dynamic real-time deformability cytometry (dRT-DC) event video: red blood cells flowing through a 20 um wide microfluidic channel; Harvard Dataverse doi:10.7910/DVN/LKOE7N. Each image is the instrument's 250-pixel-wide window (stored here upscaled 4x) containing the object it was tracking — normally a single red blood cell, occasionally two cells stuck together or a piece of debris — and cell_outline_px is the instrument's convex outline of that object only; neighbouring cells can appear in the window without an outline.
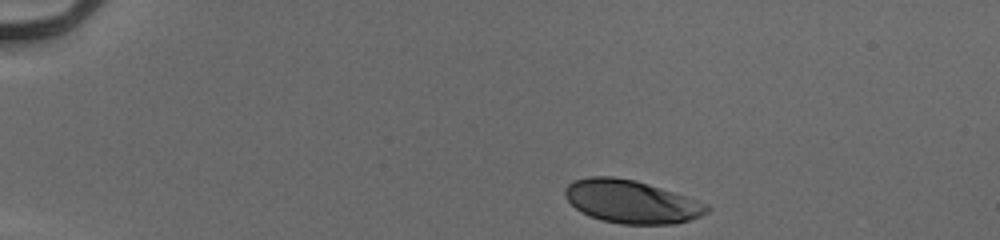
{"species": "human", "species_latin": "Homo sapiens", "temperature_condition": "cold", "stored_images_in_passage": 37, "camera_frame_rate_fps": 3000, "um_per_image_px": 0.085, "donor": {"sex": "male"}, "frame": {"image": 1, "passage_image": 1, "time_ms": 0.0, "image_size_px": [1000, 240], "cell_outline_px": [[712, 208], [708, 212], [700, 216], [676, 224], [620, 224], [600, 220], [588, 216], [580, 212], [564, 196], [564, 188], [572, 180], [588, 176], [616, 176], [636, 180], [708, 204]], "centroid_in_image_um": [53.62, 17.14], "position_along_channel_um": 31.4, "area_um2": 35.78}}
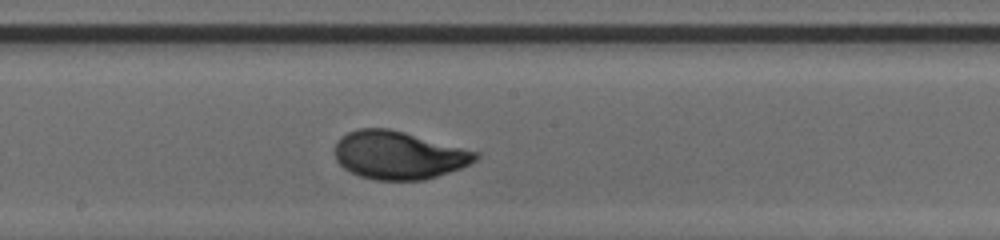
{"frame": {"image": 2, "passage_image": 22, "time_ms": 7.0, "image_size_px": [1000, 240], "cell_outline_px": [[480, 156], [476, 160], [460, 168], [424, 180], [376, 180], [360, 176], [344, 168], [336, 160], [336, 140], [340, 136], [356, 128], [388, 128], [404, 132], [480, 152]], "centroid_in_image_um": [33.87, 13.18], "position_along_channel_um": 214.3, "area_um2": 39.3}}
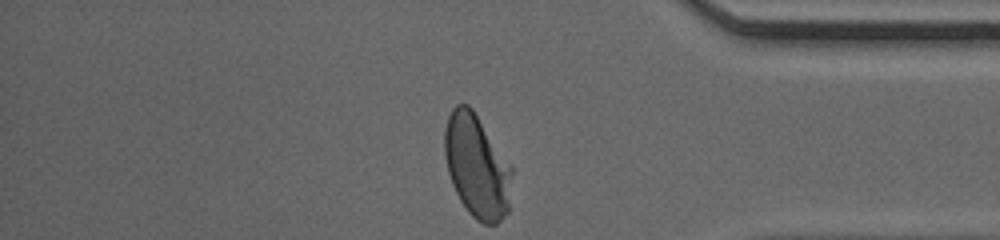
{"frame": {"image": 3, "passage_image": 37, "time_ms": 12.0, "image_size_px": [1000, 240], "cell_outline_px": [[512, 172], [508, 212], [496, 224], [484, 224], [476, 220], [468, 212], [460, 200], [452, 184], [448, 172], [444, 156], [444, 128], [448, 116], [452, 108], [456, 104], [468, 104], [472, 108], [512, 168]], "centroid_in_image_um": [40.5, 14.13], "position_along_channel_um": 394.7, "area_um2": 40.29}, "authors_computed_cell_mechanics": {"area_um2": 38.7838, "velocity_mm_per_s": 3.8953, "shape_relaxation_time_tau1_ms": 3.0882, "shape_relaxation_time_tau2_ms": null, "deformation_change_tau1": 0.1617, "deformation_change_tau2": null}}